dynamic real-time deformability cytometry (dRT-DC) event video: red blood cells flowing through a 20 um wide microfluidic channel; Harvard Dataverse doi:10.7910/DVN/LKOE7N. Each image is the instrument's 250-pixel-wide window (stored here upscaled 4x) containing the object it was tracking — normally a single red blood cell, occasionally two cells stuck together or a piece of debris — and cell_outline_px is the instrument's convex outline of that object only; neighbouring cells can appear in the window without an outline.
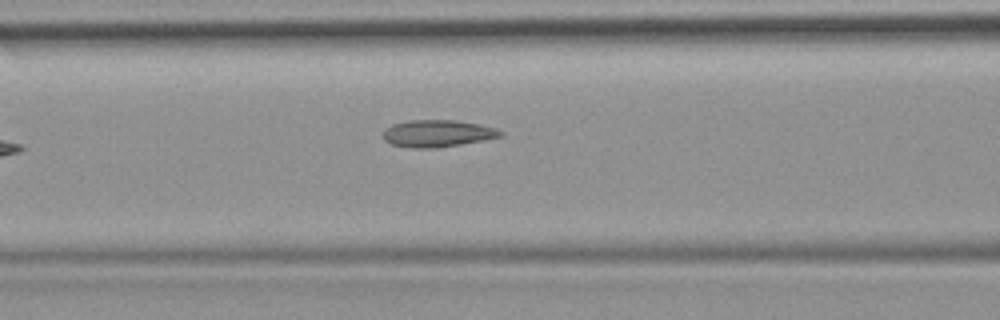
{"species": "common noctule bat (a hibernating species)", "species_latin": "Nyctalus noctula", "temperature_condition": "room temperature", "stored_images_in_passage": 5, "camera_frame_rate_fps": 3000, "um_per_image_px": 0.085, "animal": {"sex": "female", "body_mass_g": 19.9}, "frame": {"image": 1, "passage_image": 5, "time_ms": 5.667, "image_size_px": [1000, 320], "cell_outline_px": [[504, 136], [484, 140], [436, 148], [412, 148], [392, 144], [384, 140], [380, 136], [384, 128], [392, 124], [408, 120], [456, 120], [496, 128], [504, 132]], "centroid_in_image_um": [37.14, 11.34], "position_along_channel_um": 129.5, "area_um2": 18.67}}